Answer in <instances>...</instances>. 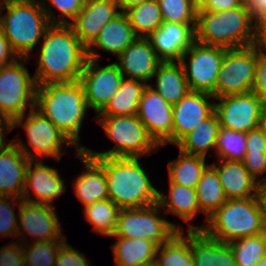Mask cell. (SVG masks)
Returning a JSON list of instances; mask_svg holds the SVG:
<instances>
[{"instance_id": "db71d44e", "label": "cell", "mask_w": 266, "mask_h": 266, "mask_svg": "<svg viewBox=\"0 0 266 266\" xmlns=\"http://www.w3.org/2000/svg\"><path fill=\"white\" fill-rule=\"evenodd\" d=\"M257 199L259 201L264 220H266V181L258 184Z\"/></svg>"}, {"instance_id": "7a4b0ae2", "label": "cell", "mask_w": 266, "mask_h": 266, "mask_svg": "<svg viewBox=\"0 0 266 266\" xmlns=\"http://www.w3.org/2000/svg\"><path fill=\"white\" fill-rule=\"evenodd\" d=\"M35 108L80 149L79 133L89 108L79 81L43 84L36 87Z\"/></svg>"}, {"instance_id": "484cf974", "label": "cell", "mask_w": 266, "mask_h": 266, "mask_svg": "<svg viewBox=\"0 0 266 266\" xmlns=\"http://www.w3.org/2000/svg\"><path fill=\"white\" fill-rule=\"evenodd\" d=\"M191 250L195 266H237L230 244L215 240L202 230H191Z\"/></svg>"}, {"instance_id": "8fae6325", "label": "cell", "mask_w": 266, "mask_h": 266, "mask_svg": "<svg viewBox=\"0 0 266 266\" xmlns=\"http://www.w3.org/2000/svg\"><path fill=\"white\" fill-rule=\"evenodd\" d=\"M257 58L255 45L226 49L216 81L215 98L252 91Z\"/></svg>"}, {"instance_id": "bcb514c9", "label": "cell", "mask_w": 266, "mask_h": 266, "mask_svg": "<svg viewBox=\"0 0 266 266\" xmlns=\"http://www.w3.org/2000/svg\"><path fill=\"white\" fill-rule=\"evenodd\" d=\"M252 91L266 105V54L258 48L254 87Z\"/></svg>"}, {"instance_id": "5bb4252c", "label": "cell", "mask_w": 266, "mask_h": 266, "mask_svg": "<svg viewBox=\"0 0 266 266\" xmlns=\"http://www.w3.org/2000/svg\"><path fill=\"white\" fill-rule=\"evenodd\" d=\"M123 79L115 62L100 67L97 60L88 58L78 81L83 86L89 108L98 114L118 91Z\"/></svg>"}, {"instance_id": "ee69618b", "label": "cell", "mask_w": 266, "mask_h": 266, "mask_svg": "<svg viewBox=\"0 0 266 266\" xmlns=\"http://www.w3.org/2000/svg\"><path fill=\"white\" fill-rule=\"evenodd\" d=\"M242 163L258 183L266 181V176L264 178L266 173V153L246 152Z\"/></svg>"}, {"instance_id": "6da1fadb", "label": "cell", "mask_w": 266, "mask_h": 266, "mask_svg": "<svg viewBox=\"0 0 266 266\" xmlns=\"http://www.w3.org/2000/svg\"><path fill=\"white\" fill-rule=\"evenodd\" d=\"M42 39L34 74L36 85L78 81L88 59L87 48L71 26L51 24Z\"/></svg>"}, {"instance_id": "f35d334b", "label": "cell", "mask_w": 266, "mask_h": 266, "mask_svg": "<svg viewBox=\"0 0 266 266\" xmlns=\"http://www.w3.org/2000/svg\"><path fill=\"white\" fill-rule=\"evenodd\" d=\"M65 241L25 242L22 244L25 266H54Z\"/></svg>"}, {"instance_id": "4fadbf2b", "label": "cell", "mask_w": 266, "mask_h": 266, "mask_svg": "<svg viewBox=\"0 0 266 266\" xmlns=\"http://www.w3.org/2000/svg\"><path fill=\"white\" fill-rule=\"evenodd\" d=\"M214 100L219 101L215 102V113L220 127L244 133L258 128L265 104L253 91Z\"/></svg>"}, {"instance_id": "ba28073f", "label": "cell", "mask_w": 266, "mask_h": 266, "mask_svg": "<svg viewBox=\"0 0 266 266\" xmlns=\"http://www.w3.org/2000/svg\"><path fill=\"white\" fill-rule=\"evenodd\" d=\"M18 126L24 127L27 132L28 145L33 150L27 147L26 143L19 139V136L13 142L30 160L35 161L41 160V157H52L59 162L63 156L62 153L66 152V148L74 146L77 150H80L65 133L36 108L29 109V114H24L13 122V128ZM63 146H65V149Z\"/></svg>"}, {"instance_id": "91938a15", "label": "cell", "mask_w": 266, "mask_h": 266, "mask_svg": "<svg viewBox=\"0 0 266 266\" xmlns=\"http://www.w3.org/2000/svg\"><path fill=\"white\" fill-rule=\"evenodd\" d=\"M198 9H200L208 0H194Z\"/></svg>"}, {"instance_id": "7bdbcfd3", "label": "cell", "mask_w": 266, "mask_h": 266, "mask_svg": "<svg viewBox=\"0 0 266 266\" xmlns=\"http://www.w3.org/2000/svg\"><path fill=\"white\" fill-rule=\"evenodd\" d=\"M54 266H92L87 257L65 242L59 249Z\"/></svg>"}, {"instance_id": "9a60e30c", "label": "cell", "mask_w": 266, "mask_h": 266, "mask_svg": "<svg viewBox=\"0 0 266 266\" xmlns=\"http://www.w3.org/2000/svg\"><path fill=\"white\" fill-rule=\"evenodd\" d=\"M17 208L19 222L16 241H21L24 244L27 241H24V238L28 235L35 239L34 242L66 241L60 228L58 215L52 205L22 200L21 205ZM20 237L22 238L20 239Z\"/></svg>"}, {"instance_id": "680465c9", "label": "cell", "mask_w": 266, "mask_h": 266, "mask_svg": "<svg viewBox=\"0 0 266 266\" xmlns=\"http://www.w3.org/2000/svg\"><path fill=\"white\" fill-rule=\"evenodd\" d=\"M260 234H261L263 241L265 243V246H266V220L264 221L263 228H262V231Z\"/></svg>"}, {"instance_id": "e0dca14e", "label": "cell", "mask_w": 266, "mask_h": 266, "mask_svg": "<svg viewBox=\"0 0 266 266\" xmlns=\"http://www.w3.org/2000/svg\"><path fill=\"white\" fill-rule=\"evenodd\" d=\"M214 99L208 93L189 91L178 103L173 105V145H176L185 135L215 112L216 101Z\"/></svg>"}, {"instance_id": "816d5d0a", "label": "cell", "mask_w": 266, "mask_h": 266, "mask_svg": "<svg viewBox=\"0 0 266 266\" xmlns=\"http://www.w3.org/2000/svg\"><path fill=\"white\" fill-rule=\"evenodd\" d=\"M244 4L254 21L266 14V0H245Z\"/></svg>"}, {"instance_id": "2e32d148", "label": "cell", "mask_w": 266, "mask_h": 266, "mask_svg": "<svg viewBox=\"0 0 266 266\" xmlns=\"http://www.w3.org/2000/svg\"><path fill=\"white\" fill-rule=\"evenodd\" d=\"M172 115L173 105L164 100L148 84L139 101L137 117L160 147L168 142L172 144Z\"/></svg>"}, {"instance_id": "d590c367", "label": "cell", "mask_w": 266, "mask_h": 266, "mask_svg": "<svg viewBox=\"0 0 266 266\" xmlns=\"http://www.w3.org/2000/svg\"><path fill=\"white\" fill-rule=\"evenodd\" d=\"M120 208L109 198L84 207L85 221L93 225L92 231L112 236L117 226Z\"/></svg>"}, {"instance_id": "c3c4849f", "label": "cell", "mask_w": 266, "mask_h": 266, "mask_svg": "<svg viewBox=\"0 0 266 266\" xmlns=\"http://www.w3.org/2000/svg\"><path fill=\"white\" fill-rule=\"evenodd\" d=\"M19 59L18 55L12 50L8 39L0 28V68L14 63Z\"/></svg>"}, {"instance_id": "9c48e42d", "label": "cell", "mask_w": 266, "mask_h": 266, "mask_svg": "<svg viewBox=\"0 0 266 266\" xmlns=\"http://www.w3.org/2000/svg\"><path fill=\"white\" fill-rule=\"evenodd\" d=\"M160 206L155 203L146 207L120 209L117 226L112 237L146 239L158 246L167 242L180 225L169 222L161 214Z\"/></svg>"}, {"instance_id": "5b68a950", "label": "cell", "mask_w": 266, "mask_h": 266, "mask_svg": "<svg viewBox=\"0 0 266 266\" xmlns=\"http://www.w3.org/2000/svg\"><path fill=\"white\" fill-rule=\"evenodd\" d=\"M3 6L7 10L5 15ZM50 25L40 2L0 1V28L19 58L30 57Z\"/></svg>"}, {"instance_id": "f546056e", "label": "cell", "mask_w": 266, "mask_h": 266, "mask_svg": "<svg viewBox=\"0 0 266 266\" xmlns=\"http://www.w3.org/2000/svg\"><path fill=\"white\" fill-rule=\"evenodd\" d=\"M220 128L219 120L214 112L202 121L177 144L179 150L186 154L206 157L210 149L216 148V139Z\"/></svg>"}, {"instance_id": "11a10c76", "label": "cell", "mask_w": 266, "mask_h": 266, "mask_svg": "<svg viewBox=\"0 0 266 266\" xmlns=\"http://www.w3.org/2000/svg\"><path fill=\"white\" fill-rule=\"evenodd\" d=\"M117 1L119 3L121 12H124L125 10H127L133 6L139 5V4L146 2V1H149V0H117Z\"/></svg>"}, {"instance_id": "1f68e13d", "label": "cell", "mask_w": 266, "mask_h": 266, "mask_svg": "<svg viewBox=\"0 0 266 266\" xmlns=\"http://www.w3.org/2000/svg\"><path fill=\"white\" fill-rule=\"evenodd\" d=\"M176 232L167 242L158 246L157 266H195L191 250V230ZM159 255V256H158Z\"/></svg>"}, {"instance_id": "ac0fdd59", "label": "cell", "mask_w": 266, "mask_h": 266, "mask_svg": "<svg viewBox=\"0 0 266 266\" xmlns=\"http://www.w3.org/2000/svg\"><path fill=\"white\" fill-rule=\"evenodd\" d=\"M64 183L65 180L60 177L56 168L44 165L42 160H30L22 199L30 203L52 205L51 202L65 193Z\"/></svg>"}, {"instance_id": "d6986e66", "label": "cell", "mask_w": 266, "mask_h": 266, "mask_svg": "<svg viewBox=\"0 0 266 266\" xmlns=\"http://www.w3.org/2000/svg\"><path fill=\"white\" fill-rule=\"evenodd\" d=\"M196 25L164 21L147 38L161 62H180L195 41Z\"/></svg>"}, {"instance_id": "60d3db41", "label": "cell", "mask_w": 266, "mask_h": 266, "mask_svg": "<svg viewBox=\"0 0 266 266\" xmlns=\"http://www.w3.org/2000/svg\"><path fill=\"white\" fill-rule=\"evenodd\" d=\"M86 0H39L51 24H69L83 9ZM49 2V3H48ZM60 11V16L54 14L51 7Z\"/></svg>"}, {"instance_id": "681fc988", "label": "cell", "mask_w": 266, "mask_h": 266, "mask_svg": "<svg viewBox=\"0 0 266 266\" xmlns=\"http://www.w3.org/2000/svg\"><path fill=\"white\" fill-rule=\"evenodd\" d=\"M242 0H208L198 11H224L241 6Z\"/></svg>"}, {"instance_id": "9f6ffc18", "label": "cell", "mask_w": 266, "mask_h": 266, "mask_svg": "<svg viewBox=\"0 0 266 266\" xmlns=\"http://www.w3.org/2000/svg\"><path fill=\"white\" fill-rule=\"evenodd\" d=\"M258 127L266 134V105L263 107L261 111Z\"/></svg>"}, {"instance_id": "44dd1931", "label": "cell", "mask_w": 266, "mask_h": 266, "mask_svg": "<svg viewBox=\"0 0 266 266\" xmlns=\"http://www.w3.org/2000/svg\"><path fill=\"white\" fill-rule=\"evenodd\" d=\"M115 62L124 78L139 80L148 83L153 79L157 66L161 63L148 38L137 37Z\"/></svg>"}, {"instance_id": "cb8c5ba5", "label": "cell", "mask_w": 266, "mask_h": 266, "mask_svg": "<svg viewBox=\"0 0 266 266\" xmlns=\"http://www.w3.org/2000/svg\"><path fill=\"white\" fill-rule=\"evenodd\" d=\"M136 38L137 36L129 24L126 14L121 12L103 26L97 38L87 48V56L88 58L99 61L100 55L96 47L118 56L132 44Z\"/></svg>"}, {"instance_id": "ab89813d", "label": "cell", "mask_w": 266, "mask_h": 266, "mask_svg": "<svg viewBox=\"0 0 266 266\" xmlns=\"http://www.w3.org/2000/svg\"><path fill=\"white\" fill-rule=\"evenodd\" d=\"M163 21L197 24L198 8L194 0H157Z\"/></svg>"}, {"instance_id": "74e56055", "label": "cell", "mask_w": 266, "mask_h": 266, "mask_svg": "<svg viewBox=\"0 0 266 266\" xmlns=\"http://www.w3.org/2000/svg\"><path fill=\"white\" fill-rule=\"evenodd\" d=\"M215 151L218 159L242 161L246 153V133L220 127Z\"/></svg>"}, {"instance_id": "f6af8a7d", "label": "cell", "mask_w": 266, "mask_h": 266, "mask_svg": "<svg viewBox=\"0 0 266 266\" xmlns=\"http://www.w3.org/2000/svg\"><path fill=\"white\" fill-rule=\"evenodd\" d=\"M0 266H25L21 242L12 239L0 248Z\"/></svg>"}, {"instance_id": "52a82bcc", "label": "cell", "mask_w": 266, "mask_h": 266, "mask_svg": "<svg viewBox=\"0 0 266 266\" xmlns=\"http://www.w3.org/2000/svg\"><path fill=\"white\" fill-rule=\"evenodd\" d=\"M95 118L115 146L102 152L86 148L85 151L92 157L139 158L155 153L160 147L137 115H96Z\"/></svg>"}, {"instance_id": "d6a6232c", "label": "cell", "mask_w": 266, "mask_h": 266, "mask_svg": "<svg viewBox=\"0 0 266 266\" xmlns=\"http://www.w3.org/2000/svg\"><path fill=\"white\" fill-rule=\"evenodd\" d=\"M195 190L199 208L206 215L207 222V218L227 201L218 174L211 165L202 173Z\"/></svg>"}, {"instance_id": "4316f807", "label": "cell", "mask_w": 266, "mask_h": 266, "mask_svg": "<svg viewBox=\"0 0 266 266\" xmlns=\"http://www.w3.org/2000/svg\"><path fill=\"white\" fill-rule=\"evenodd\" d=\"M168 196L159 190L157 204L160 208L165 209L166 217L168 213L179 216L183 221L188 222L187 230H199V226L190 224V220L194 219L201 210L198 205L195 188L186 187L176 183H169ZM168 197V198H167Z\"/></svg>"}, {"instance_id": "d4e9b609", "label": "cell", "mask_w": 266, "mask_h": 266, "mask_svg": "<svg viewBox=\"0 0 266 266\" xmlns=\"http://www.w3.org/2000/svg\"><path fill=\"white\" fill-rule=\"evenodd\" d=\"M210 165L218 174L227 200L257 197L259 183L250 175L242 161L218 159Z\"/></svg>"}, {"instance_id": "83f0119b", "label": "cell", "mask_w": 266, "mask_h": 266, "mask_svg": "<svg viewBox=\"0 0 266 266\" xmlns=\"http://www.w3.org/2000/svg\"><path fill=\"white\" fill-rule=\"evenodd\" d=\"M154 77L156 88L152 84L150 86L171 105L178 103L190 91L180 62H161Z\"/></svg>"}, {"instance_id": "603a6c76", "label": "cell", "mask_w": 266, "mask_h": 266, "mask_svg": "<svg viewBox=\"0 0 266 266\" xmlns=\"http://www.w3.org/2000/svg\"><path fill=\"white\" fill-rule=\"evenodd\" d=\"M29 162L14 142L0 147V196L22 199Z\"/></svg>"}, {"instance_id": "8992f818", "label": "cell", "mask_w": 266, "mask_h": 266, "mask_svg": "<svg viewBox=\"0 0 266 266\" xmlns=\"http://www.w3.org/2000/svg\"><path fill=\"white\" fill-rule=\"evenodd\" d=\"M264 221L257 197L228 199L207 218L205 226H199V230L215 240L229 243L260 234Z\"/></svg>"}, {"instance_id": "f5cc1de1", "label": "cell", "mask_w": 266, "mask_h": 266, "mask_svg": "<svg viewBox=\"0 0 266 266\" xmlns=\"http://www.w3.org/2000/svg\"><path fill=\"white\" fill-rule=\"evenodd\" d=\"M13 129V122L6 115L0 112V147L7 146L13 142L11 141L7 144L5 141V130L10 132Z\"/></svg>"}, {"instance_id": "30bf717a", "label": "cell", "mask_w": 266, "mask_h": 266, "mask_svg": "<svg viewBox=\"0 0 266 266\" xmlns=\"http://www.w3.org/2000/svg\"><path fill=\"white\" fill-rule=\"evenodd\" d=\"M29 58H19L0 68V112L12 122L35 108L36 82L24 64Z\"/></svg>"}, {"instance_id": "3957f363", "label": "cell", "mask_w": 266, "mask_h": 266, "mask_svg": "<svg viewBox=\"0 0 266 266\" xmlns=\"http://www.w3.org/2000/svg\"><path fill=\"white\" fill-rule=\"evenodd\" d=\"M93 158L103 166L109 199L120 209L146 207L158 202L159 191L151 183L139 158Z\"/></svg>"}, {"instance_id": "94428289", "label": "cell", "mask_w": 266, "mask_h": 266, "mask_svg": "<svg viewBox=\"0 0 266 266\" xmlns=\"http://www.w3.org/2000/svg\"><path fill=\"white\" fill-rule=\"evenodd\" d=\"M256 266H266V255L257 263Z\"/></svg>"}, {"instance_id": "6f0895ef", "label": "cell", "mask_w": 266, "mask_h": 266, "mask_svg": "<svg viewBox=\"0 0 266 266\" xmlns=\"http://www.w3.org/2000/svg\"><path fill=\"white\" fill-rule=\"evenodd\" d=\"M5 2H26V3H36L39 2V0H0Z\"/></svg>"}, {"instance_id": "f1b7e54d", "label": "cell", "mask_w": 266, "mask_h": 266, "mask_svg": "<svg viewBox=\"0 0 266 266\" xmlns=\"http://www.w3.org/2000/svg\"><path fill=\"white\" fill-rule=\"evenodd\" d=\"M112 246L115 266H143L155 262L158 245L146 239L116 237Z\"/></svg>"}, {"instance_id": "b9f144b4", "label": "cell", "mask_w": 266, "mask_h": 266, "mask_svg": "<svg viewBox=\"0 0 266 266\" xmlns=\"http://www.w3.org/2000/svg\"><path fill=\"white\" fill-rule=\"evenodd\" d=\"M22 200L21 198L0 196V237L17 238L18 220L14 210L17 205L18 207L21 205Z\"/></svg>"}, {"instance_id": "6125c7cd", "label": "cell", "mask_w": 266, "mask_h": 266, "mask_svg": "<svg viewBox=\"0 0 266 266\" xmlns=\"http://www.w3.org/2000/svg\"><path fill=\"white\" fill-rule=\"evenodd\" d=\"M143 266H157V264L155 262H153V263H149V264L143 265Z\"/></svg>"}, {"instance_id": "f907efd6", "label": "cell", "mask_w": 266, "mask_h": 266, "mask_svg": "<svg viewBox=\"0 0 266 266\" xmlns=\"http://www.w3.org/2000/svg\"><path fill=\"white\" fill-rule=\"evenodd\" d=\"M253 45L262 52L266 50V14L255 21V39Z\"/></svg>"}, {"instance_id": "4dcf8cb0", "label": "cell", "mask_w": 266, "mask_h": 266, "mask_svg": "<svg viewBox=\"0 0 266 266\" xmlns=\"http://www.w3.org/2000/svg\"><path fill=\"white\" fill-rule=\"evenodd\" d=\"M148 84L124 78L118 91L97 115H137L139 101Z\"/></svg>"}, {"instance_id": "836d02e7", "label": "cell", "mask_w": 266, "mask_h": 266, "mask_svg": "<svg viewBox=\"0 0 266 266\" xmlns=\"http://www.w3.org/2000/svg\"><path fill=\"white\" fill-rule=\"evenodd\" d=\"M205 161L206 157L186 154L179 150V157L168 163L169 183L195 188L202 173L210 165Z\"/></svg>"}, {"instance_id": "7dc6e473", "label": "cell", "mask_w": 266, "mask_h": 266, "mask_svg": "<svg viewBox=\"0 0 266 266\" xmlns=\"http://www.w3.org/2000/svg\"><path fill=\"white\" fill-rule=\"evenodd\" d=\"M246 152L266 153V134L259 127L246 132Z\"/></svg>"}, {"instance_id": "ffe728a7", "label": "cell", "mask_w": 266, "mask_h": 266, "mask_svg": "<svg viewBox=\"0 0 266 266\" xmlns=\"http://www.w3.org/2000/svg\"><path fill=\"white\" fill-rule=\"evenodd\" d=\"M120 13L117 0H86L83 9L69 25L80 42L88 48L103 26Z\"/></svg>"}, {"instance_id": "277c9868", "label": "cell", "mask_w": 266, "mask_h": 266, "mask_svg": "<svg viewBox=\"0 0 266 266\" xmlns=\"http://www.w3.org/2000/svg\"><path fill=\"white\" fill-rule=\"evenodd\" d=\"M255 39V21L243 3L224 11H197L195 40L226 49L251 46Z\"/></svg>"}, {"instance_id": "7402d4cb", "label": "cell", "mask_w": 266, "mask_h": 266, "mask_svg": "<svg viewBox=\"0 0 266 266\" xmlns=\"http://www.w3.org/2000/svg\"><path fill=\"white\" fill-rule=\"evenodd\" d=\"M75 153L86 168L73 183L74 192L83 207L108 199L107 176L103 166L85 150H76Z\"/></svg>"}, {"instance_id": "e575fe53", "label": "cell", "mask_w": 266, "mask_h": 266, "mask_svg": "<svg viewBox=\"0 0 266 266\" xmlns=\"http://www.w3.org/2000/svg\"><path fill=\"white\" fill-rule=\"evenodd\" d=\"M137 37L147 38L164 22L157 0H149L124 11Z\"/></svg>"}, {"instance_id": "7c38bea8", "label": "cell", "mask_w": 266, "mask_h": 266, "mask_svg": "<svg viewBox=\"0 0 266 266\" xmlns=\"http://www.w3.org/2000/svg\"><path fill=\"white\" fill-rule=\"evenodd\" d=\"M225 51L226 48L196 40L192 43L180 60L190 91L208 93L215 98L216 81Z\"/></svg>"}, {"instance_id": "8d00e7d4", "label": "cell", "mask_w": 266, "mask_h": 266, "mask_svg": "<svg viewBox=\"0 0 266 266\" xmlns=\"http://www.w3.org/2000/svg\"><path fill=\"white\" fill-rule=\"evenodd\" d=\"M237 266H256L266 255L261 234L238 238L229 242Z\"/></svg>"}]
</instances>
